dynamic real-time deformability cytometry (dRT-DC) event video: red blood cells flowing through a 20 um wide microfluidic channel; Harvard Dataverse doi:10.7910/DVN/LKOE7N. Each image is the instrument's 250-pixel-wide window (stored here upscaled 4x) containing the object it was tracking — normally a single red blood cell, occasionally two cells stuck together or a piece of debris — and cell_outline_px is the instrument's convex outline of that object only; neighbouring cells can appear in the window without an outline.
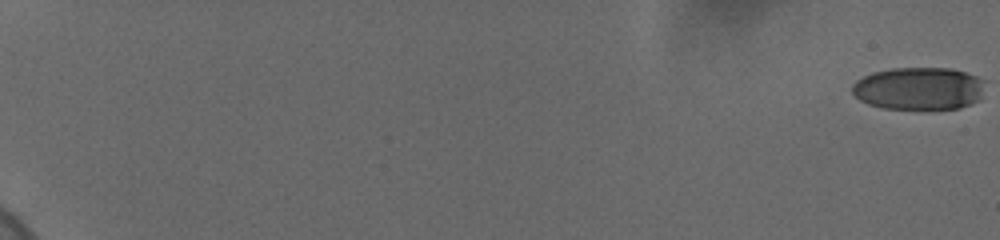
{"species": "human", "species_latin": "Homo sapiens", "temperature_condition": "cold", "stored_images_in_passage": 24, "camera_frame_rate_fps": 3000, "um_per_image_px": 0.085, "donor": {"sex": "female"}, "frame": {"image": 1, "passage_image": 1, "time_ms": 0.0, "image_size_px": [1000, 240], "cell_outline_px": [[984, 80], [980, 100], [960, 108], [884, 108], [868, 104], [860, 100], [852, 92], [852, 84], [856, 80], [872, 72], [892, 68], [948, 68], [964, 72], [976, 76]], "centroid_in_image_um": [78.09, 7.51], "position_along_channel_um": 6.9, "area_um2": 32.83}}
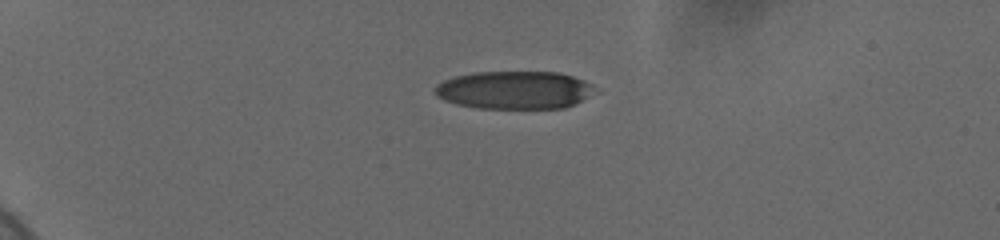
{"frame": {"image": 2, "passage_image": 16, "time_ms": 5.667, "image_size_px": [1000, 240], "cell_outline_px": [[592, 92], [580, 100], [564, 108], [476, 108], [456, 104], [444, 100], [436, 96], [436, 84], [444, 80], [456, 76], [472, 72], [556, 72], [572, 76], [584, 80], [592, 84]], "centroid_in_image_um": [43.66, 7.65], "position_along_channel_um": 41.3, "area_um2": 35.03}}